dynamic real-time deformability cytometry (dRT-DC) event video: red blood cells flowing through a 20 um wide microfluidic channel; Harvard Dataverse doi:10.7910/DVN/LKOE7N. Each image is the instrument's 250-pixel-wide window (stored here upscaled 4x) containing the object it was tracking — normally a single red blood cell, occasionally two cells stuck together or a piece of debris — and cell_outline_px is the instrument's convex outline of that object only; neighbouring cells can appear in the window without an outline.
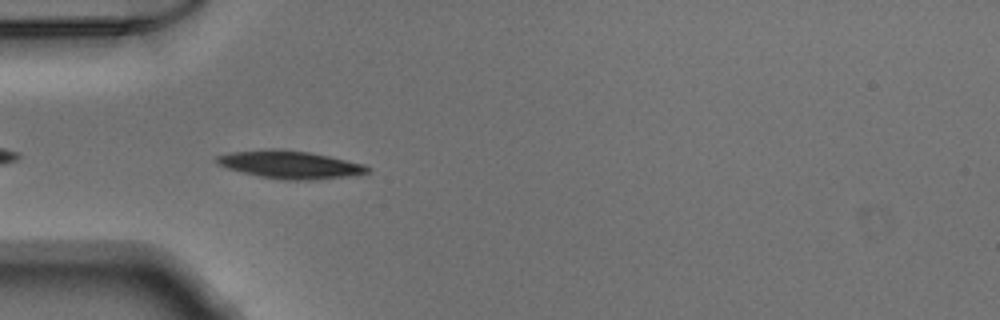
{"species": "Egyptian fruit bat (a non-hibernating species)", "species_latin": "Rousettus aegyptiacus", "temperature_condition": "warm", "stored_images_in_passage": 8, "camera_frame_rate_fps": 3000, "um_per_image_px": 0.085, "animal": {"sex": "male"}, "frame": {"image": 1, "passage_image": 2, "time_ms": 0.333, "image_size_px": [1000, 320], "cell_outline_px": [[372, 172], [356, 176], [316, 180], [284, 180], [260, 176], [228, 168], [216, 164], [216, 156], [228, 152], [272, 148], [308, 152], [328, 156], [364, 164], [372, 168]], "centroid_in_image_um": [24.71, 14.0], "position_along_channel_um": 60.3, "area_um2": 24.68}}
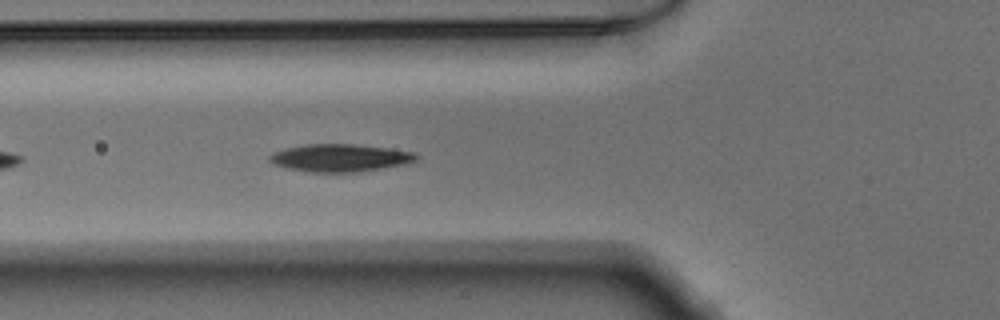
{"frame": {"image": 2, "passage_image": 5, "time_ms": 1.333, "image_size_px": [1000, 320], "cell_outline_px": [[420, 156], [416, 160], [408, 164], [360, 172], [312, 172], [288, 168], [272, 164], [268, 160], [268, 156], [272, 152], [284, 148], [304, 144], [356, 144], [388, 148], [416, 152]], "centroid_in_image_um": [28.92, 13.41], "position_along_channel_um": 96.9, "area_um2": 23.99}}